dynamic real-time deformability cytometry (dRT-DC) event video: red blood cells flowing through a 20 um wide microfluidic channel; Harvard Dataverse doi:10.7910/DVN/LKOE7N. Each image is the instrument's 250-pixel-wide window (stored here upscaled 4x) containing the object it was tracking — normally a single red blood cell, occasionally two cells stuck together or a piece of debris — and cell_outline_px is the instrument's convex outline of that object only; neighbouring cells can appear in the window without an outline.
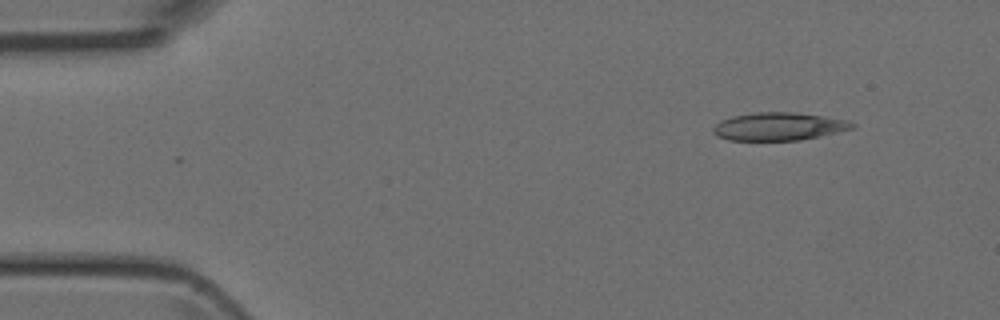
{"species": "Egyptian fruit bat (a non-hibernating species)", "species_latin": "Rousettus aegyptiacus", "temperature_condition": "room temperature", "stored_images_in_passage": 43, "camera_frame_rate_fps": 3000, "um_per_image_px": 0.085, "animal": {"sex": "female"}, "frame": {"image": 1, "passage_image": 1, "time_ms": 0.0, "image_size_px": [1000, 320], "cell_outline_px": [[856, 124], [852, 128], [836, 132], [800, 140], [728, 140], [716, 136], [712, 132], [712, 128], [720, 120], [732, 116], [756, 112], [796, 112], [824, 116], [848, 120]], "centroid_in_image_um": [66.15, 10.74], "position_along_channel_um": 18.9, "area_um2": 22.6}}
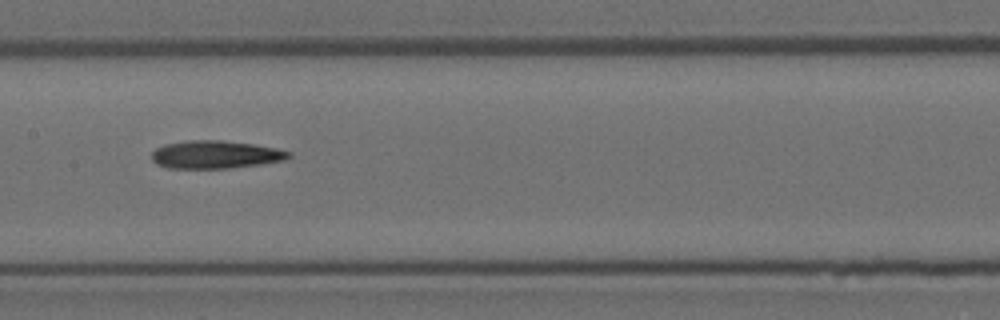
{"frame": {"image": 2, "passage_image": 19, "time_ms": 6.0, "image_size_px": [1000, 320], "cell_outline_px": [[292, 156], [284, 160], [260, 164], [228, 168], [168, 168], [156, 164], [152, 160], [152, 152], [156, 148], [164, 144], [184, 140], [220, 140], [252, 144], [276, 148], [292, 152]], "centroid_in_image_um": [18.29, 13.13], "position_along_channel_um": 189.1, "area_um2": 22.31}}
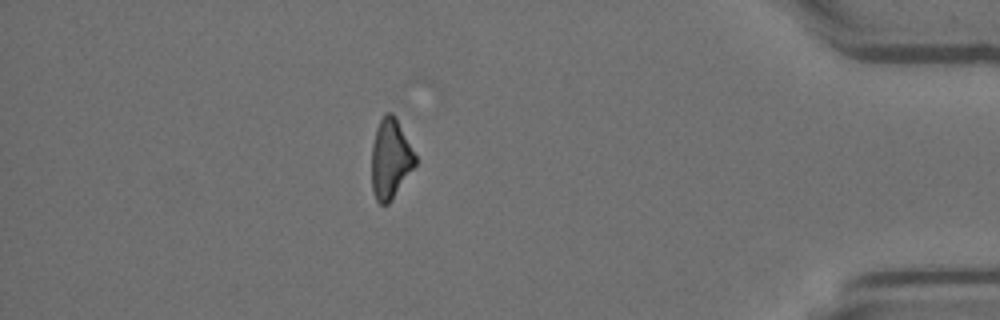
{"frame": {"image": 3, "passage_image": 37, "time_ms": 12.0, "image_size_px": [1000, 320], "cell_outline_px": [[416, 164], [388, 204], [380, 204], [376, 200], [372, 188], [372, 144], [376, 128], [384, 112], [392, 112], [396, 116], [416, 156]], "centroid_in_image_um": [33.18, 13.46], "position_along_channel_um": 402.0, "area_um2": 20.17}}